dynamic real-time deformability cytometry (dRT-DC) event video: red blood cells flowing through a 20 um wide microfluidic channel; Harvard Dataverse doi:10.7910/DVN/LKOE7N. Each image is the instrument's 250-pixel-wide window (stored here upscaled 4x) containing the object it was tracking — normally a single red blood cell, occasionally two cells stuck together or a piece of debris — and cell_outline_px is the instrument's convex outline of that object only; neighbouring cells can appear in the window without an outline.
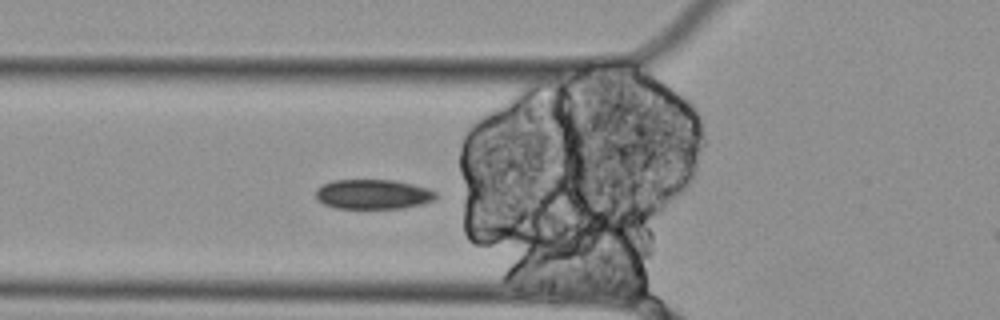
{"species": "Egyptian fruit bat (a non-hibernating species)", "species_latin": "Rousettus aegyptiacus", "temperature_condition": "cold", "stored_images_in_passage": 32, "camera_frame_rate_fps": 3000, "um_per_image_px": 0.085, "animal": {"sex": "female"}, "frame": {"image": 1, "passage_image": 2, "time_ms": 0.333, "image_size_px": [1000, 320], "cell_outline_px": [[440, 196], [436, 200], [424, 204], [404, 208], [336, 208], [324, 204], [316, 196], [316, 188], [332, 180], [392, 180], [412, 184], [428, 188], [436, 192]], "centroid_in_image_um": [31.77, 16.51], "position_along_channel_um": 94.0, "area_um2": 20.92}}
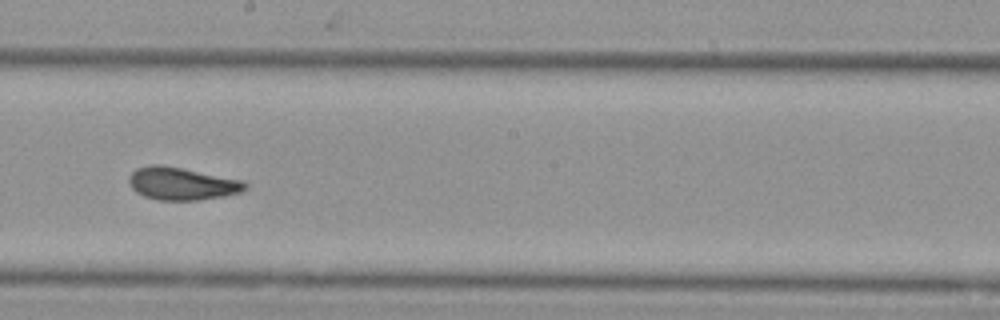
{"frame": {"image": 2, "passage_image": 14, "time_ms": 4.333, "image_size_px": [1000, 320], "cell_outline_px": [[248, 188], [240, 192], [220, 196], [196, 200], [160, 200], [144, 196], [136, 192], [132, 188], [128, 180], [128, 176], [136, 168], [148, 164], [160, 164], [244, 180], [248, 184]], "centroid_in_image_um": [15.43, 15.59], "position_along_channel_um": 232.8, "area_um2": 22.08}}
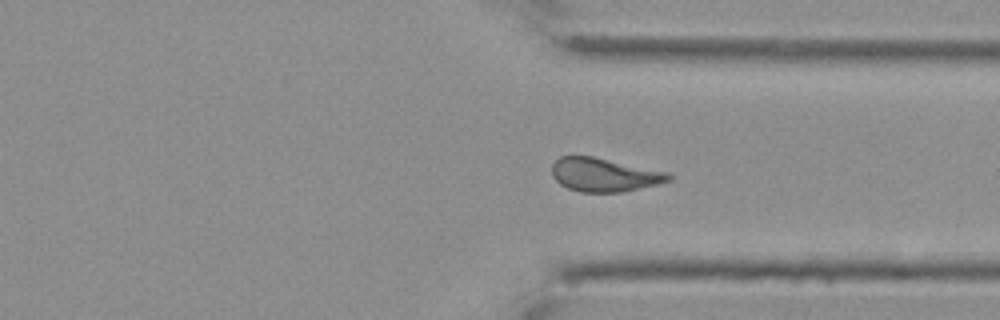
{"frame": {"image": 3, "passage_image": 25, "time_ms": 8.0, "image_size_px": [1000, 320], "cell_outline_px": [[672, 180], [656, 184], [620, 192], [580, 192], [568, 188], [560, 184], [552, 176], [552, 164], [560, 156], [592, 156], [668, 172], [672, 176]], "centroid_in_image_um": [51.33, 14.85], "position_along_channel_um": 360.1, "area_um2": 22.66}}